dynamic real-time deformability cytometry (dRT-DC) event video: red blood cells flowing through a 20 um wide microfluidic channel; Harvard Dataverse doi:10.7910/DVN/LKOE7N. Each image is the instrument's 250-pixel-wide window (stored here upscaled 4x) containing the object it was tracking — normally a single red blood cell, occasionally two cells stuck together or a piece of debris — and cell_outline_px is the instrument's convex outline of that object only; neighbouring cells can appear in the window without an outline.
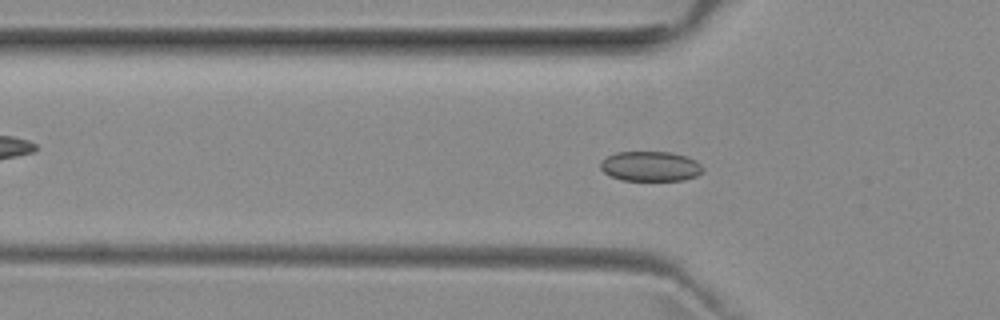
{"species": "common noctule bat (a hibernating species)", "species_latin": "Nyctalus noctula", "temperature_condition": "room temperature", "stored_images_in_passage": 43, "camera_frame_rate_fps": 3000, "um_per_image_px": 0.085, "animal": {"sex": "female", "body_mass_g": 29.2, "forearm_length_mm": 56.3}, "frame": {"image": 1, "passage_image": 10, "time_ms": 3.0, "image_size_px": [1000, 320], "cell_outline_px": [[704, 172], [696, 176], [684, 180], [620, 180], [604, 172], [600, 168], [600, 160], [616, 152], [672, 152], [688, 156], [696, 160], [704, 168]], "centroid_in_image_um": [55.31, 14.13], "position_along_channel_um": 70.5, "area_um2": 18.03}}
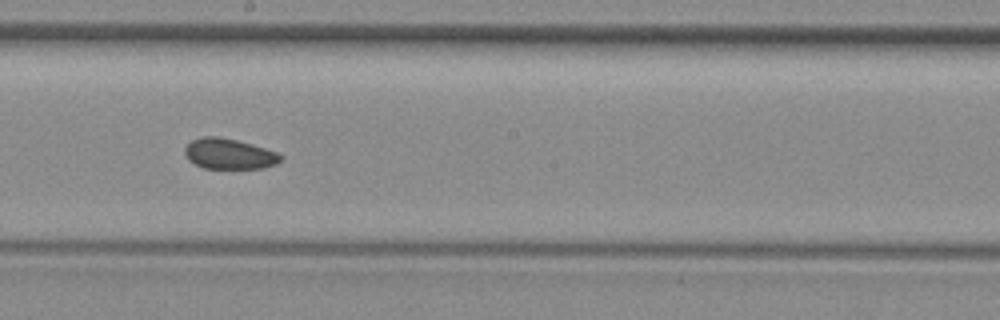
{"frame": {"image": 2, "passage_image": 22, "time_ms": 7.0, "image_size_px": [1000, 320], "cell_outline_px": [[284, 156], [276, 164], [264, 168], [204, 168], [188, 160], [184, 152], [184, 148], [192, 140], [204, 136], [216, 136], [236, 140], [252, 144], [276, 152]], "centroid_in_image_um": [19.47, 13.08], "position_along_channel_um": 228.7, "area_um2": 16.94}}
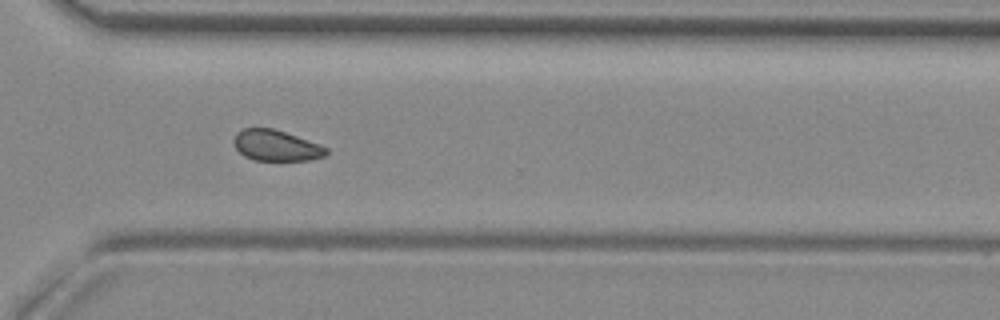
{"frame": {"image": 3, "passage_image": 31, "time_ms": 10.0, "image_size_px": [1000, 320], "cell_outline_px": [[328, 152], [324, 156], [308, 160], [256, 160], [244, 156], [236, 148], [232, 140], [236, 132], [244, 128], [272, 128], [320, 144], [328, 148]], "centroid_in_image_um": [23.45, 12.36], "position_along_channel_um": 347.2, "area_um2": 16.53}}